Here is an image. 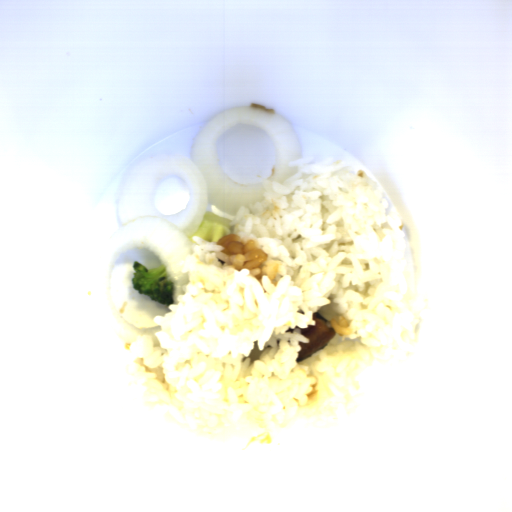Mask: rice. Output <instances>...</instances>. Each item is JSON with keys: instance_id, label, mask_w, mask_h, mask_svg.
<instances>
[{"instance_id": "rice-1", "label": "rice", "mask_w": 512, "mask_h": 512, "mask_svg": "<svg viewBox=\"0 0 512 512\" xmlns=\"http://www.w3.org/2000/svg\"><path fill=\"white\" fill-rule=\"evenodd\" d=\"M288 162L298 173L264 180L261 201L239 206L218 241L191 236L184 294L131 338L130 387L149 410L206 440H272L352 413L359 365H402L418 347L427 309L411 284L401 213L363 168L334 156ZM334 161V162H333ZM333 162V163H332ZM319 312L336 330L295 360Z\"/></svg>"}]
</instances>
